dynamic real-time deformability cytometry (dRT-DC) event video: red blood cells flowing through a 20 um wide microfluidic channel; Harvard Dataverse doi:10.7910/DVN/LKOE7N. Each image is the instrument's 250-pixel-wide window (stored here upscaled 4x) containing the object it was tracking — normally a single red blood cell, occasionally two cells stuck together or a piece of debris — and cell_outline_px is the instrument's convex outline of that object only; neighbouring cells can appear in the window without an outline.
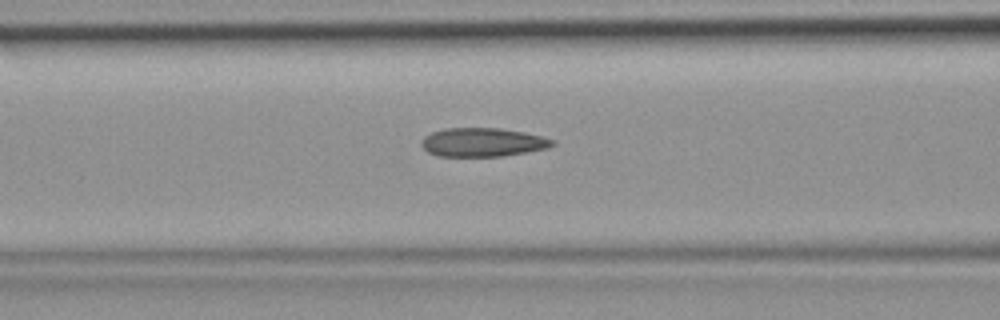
{"species": "common noctule bat (a hibernating species)", "species_latin": "Nyctalus noctula", "temperature_condition": "room temperature", "stored_images_in_passage": 43, "camera_frame_rate_fps": 3000, "um_per_image_px": 0.085, "animal": {"sex": "female", "body_mass_g": 19.9}, "frame": {"image": 1, "passage_image": 17, "time_ms": 5.333, "image_size_px": [1000, 320], "cell_outline_px": [[556, 144], [548, 148], [504, 156], [440, 156], [428, 152], [420, 144], [420, 140], [424, 136], [432, 132], [444, 128], [500, 128], [524, 132], [556, 140]], "centroid_in_image_um": [41.03, 12.09], "position_along_channel_um": 125.6, "area_um2": 22.02}}
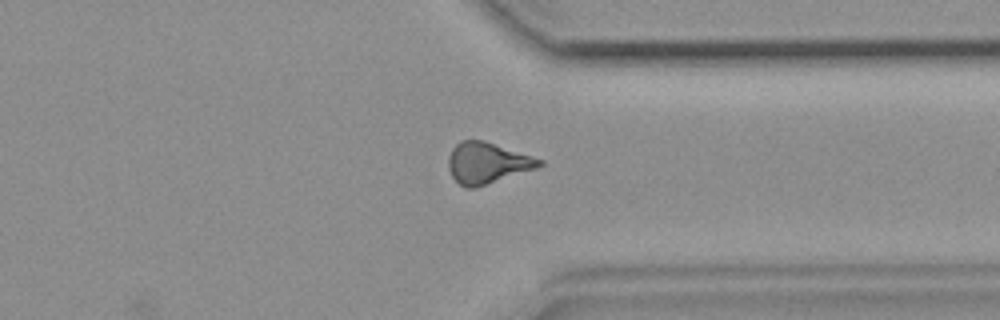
{"frame": {"image": 2, "passage_image": 33, "time_ms": 10.667, "image_size_px": [1000, 320], "cell_outline_px": [[544, 164], [536, 168], [476, 188], [464, 188], [452, 176], [448, 168], [448, 156], [452, 148], [460, 140], [484, 140], [544, 160]], "centroid_in_image_um": [41.39, 13.85], "position_along_channel_um": 370.0, "area_um2": 21.79}}
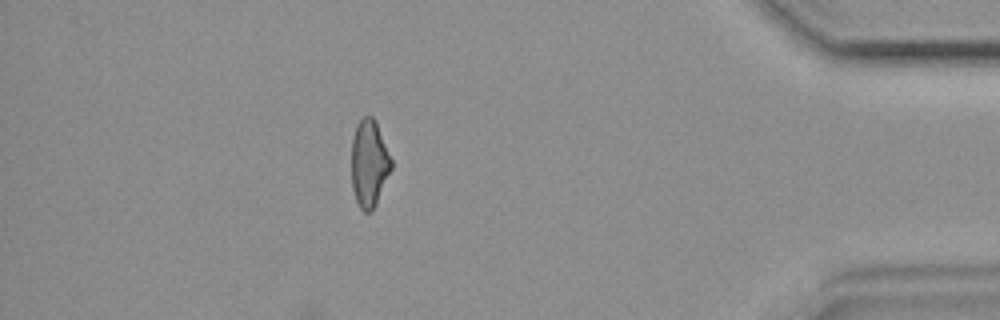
{"frame": {"image": 3, "passage_image": 38, "time_ms": 12.333, "image_size_px": [1000, 320], "cell_outline_px": [[392, 168], [376, 204], [372, 212], [364, 212], [360, 208], [356, 200], [352, 188], [352, 140], [356, 124], [364, 116], [372, 116], [376, 120], [392, 160]], "centroid_in_image_um": [31.38, 13.88], "position_along_channel_um": 403.8, "area_um2": 20.29}}